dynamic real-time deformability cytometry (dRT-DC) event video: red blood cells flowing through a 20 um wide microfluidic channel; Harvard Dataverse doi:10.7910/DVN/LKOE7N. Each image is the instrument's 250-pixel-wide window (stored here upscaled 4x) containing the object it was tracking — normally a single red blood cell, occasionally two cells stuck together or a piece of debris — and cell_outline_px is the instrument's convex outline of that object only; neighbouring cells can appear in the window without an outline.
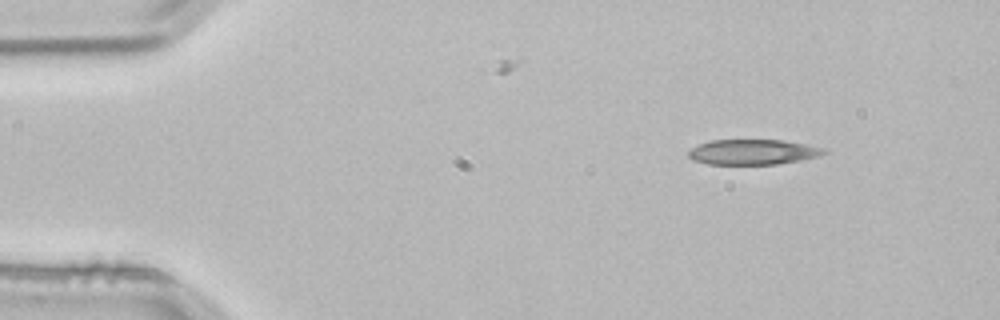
{"species": "common noctule bat (a hibernating species)", "species_latin": "Nyctalus noctula", "temperature_condition": "room temperature", "stored_images_in_passage": 3, "camera_frame_rate_fps": 3000, "um_per_image_px": 0.085, "animal": {"sex": "male", "body_mass_g": 21.5, "forearm_length_mm": 52.0}, "frame": {"image": 1, "passage_image": 1, "time_ms": 0.0, "image_size_px": [1000, 320], "cell_outline_px": [[828, 152], [820, 156], [800, 160], [776, 164], [708, 164], [692, 160], [688, 156], [688, 152], [692, 148], [700, 144], [712, 140], [784, 140], [824, 148]], "centroid_in_image_um": [64.0, 12.92], "position_along_channel_um": 21.0, "area_um2": 19.83}}
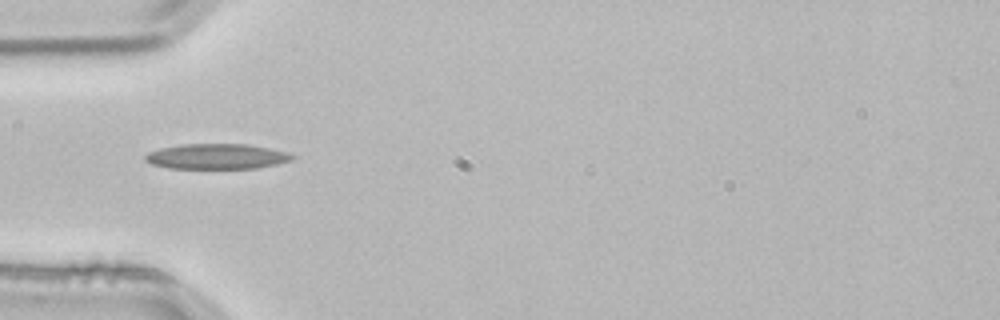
{"frame": {"image": 2, "passage_image": 3, "time_ms": 0.667, "image_size_px": [1000, 320], "cell_outline_px": [[296, 156], [292, 160], [276, 164], [256, 168], [168, 168], [152, 164], [144, 160], [144, 156], [148, 152], [160, 148], [180, 144], [248, 144], [288, 152]], "centroid_in_image_um": [18.41, 13.29], "position_along_channel_um": 66.6, "area_um2": 21.68}}